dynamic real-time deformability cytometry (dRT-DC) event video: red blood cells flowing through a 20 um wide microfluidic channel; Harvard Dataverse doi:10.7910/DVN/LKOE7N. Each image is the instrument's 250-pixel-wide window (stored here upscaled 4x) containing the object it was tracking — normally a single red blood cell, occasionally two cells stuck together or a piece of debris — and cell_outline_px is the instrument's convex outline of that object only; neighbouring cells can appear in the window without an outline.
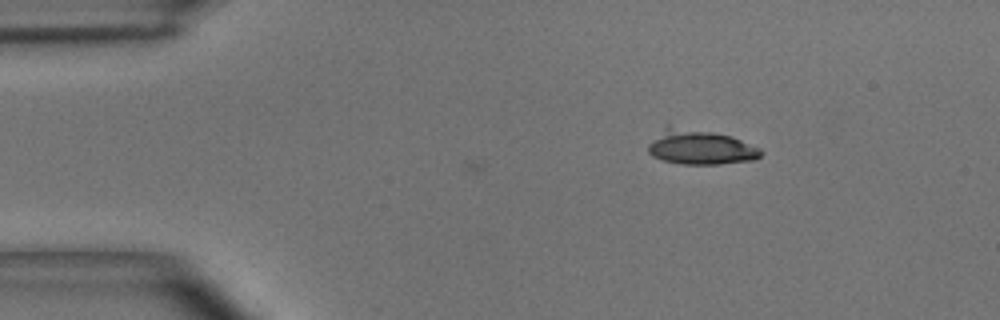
{"species": "common noctule bat (a hibernating species)", "species_latin": "Nyctalus noctula", "temperature_condition": "room temperature", "stored_images_in_passage": 3, "camera_frame_rate_fps": 3000, "um_per_image_px": 0.085, "animal": {"sex": "male", "body_mass_g": 15.6}, "frame": {"image": 1, "passage_image": 3, "time_ms": 0.667, "image_size_px": [1000, 320], "cell_outline_px": [[764, 152], [756, 160], [720, 164], [680, 164], [664, 160], [652, 156], [648, 152], [648, 144], [664, 124], [668, 124], [712, 132], [732, 136], [760, 148]], "centroid_in_image_um": [59.5, 12.49], "position_along_channel_um": 25.5, "area_um2": 23.24}}